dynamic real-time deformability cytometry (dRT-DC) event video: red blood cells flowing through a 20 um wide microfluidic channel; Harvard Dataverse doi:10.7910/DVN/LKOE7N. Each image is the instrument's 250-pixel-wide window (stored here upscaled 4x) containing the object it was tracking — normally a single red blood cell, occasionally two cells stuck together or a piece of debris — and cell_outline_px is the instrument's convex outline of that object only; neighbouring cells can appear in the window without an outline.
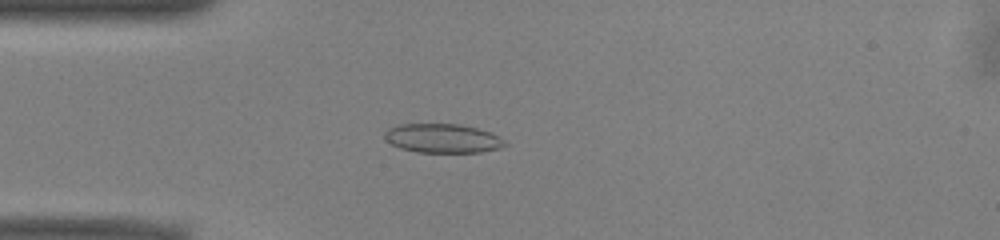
{"species": "common noctule bat (a hibernating species)", "species_latin": "Nyctalus noctula", "temperature_condition": "warm", "stored_images_in_passage": 51, "camera_frame_rate_fps": 3000, "um_per_image_px": 0.085, "animal": {"sex": "male", "body_mass_g": 13.0, "forearm_length_mm": 53.1}, "frame": {"image": 1, "passage_image": 13, "time_ms": 4.0, "image_size_px": [1000, 240], "cell_outline_px": [[508, 144], [500, 148], [480, 152], [416, 152], [400, 148], [384, 140], [384, 132], [388, 128], [400, 124], [460, 124], [492, 132], [500, 136]], "centroid_in_image_um": [37.62, 11.75], "position_along_channel_um": 47.4, "area_um2": 20.52}}
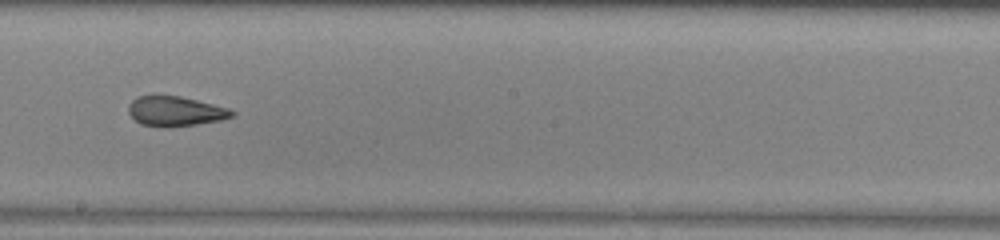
{"frame": {"image": 2, "passage_image": 28, "time_ms": 9.0, "image_size_px": [1000, 240], "cell_outline_px": [[236, 116], [220, 120], [172, 128], [168, 128], [140, 124], [128, 112], [128, 104], [136, 96], [152, 92], [180, 96], [228, 108], [236, 112]], "centroid_in_image_um": [14.85, 9.42], "position_along_channel_um": 233.3, "area_um2": 18.67}}
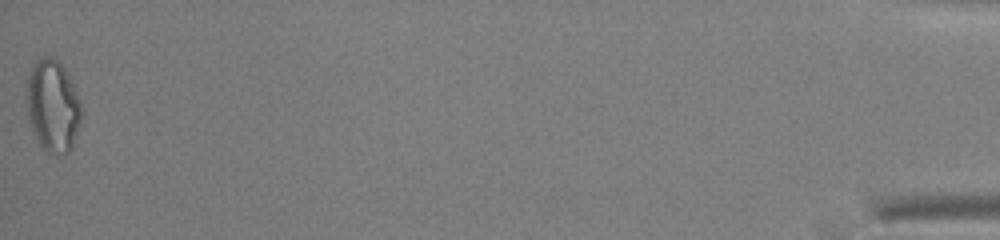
{"frame": {"image": 3, "passage_image": 51, "time_ms": 16.667, "image_size_px": [1000, 240], "cell_outline_px": [[80, 120], [72, 148], [68, 152], [56, 156], [44, 152], [36, 140], [28, 116], [28, 76], [36, 60], [44, 56], [52, 56], [64, 68], [80, 100]], "centroid_in_image_um": [4.48, 9.06], "position_along_channel_um": 430.7, "area_um2": 29.02}, "authors_computed_cell_mechanics": {"area_um2": 20.5768, "velocity_mm_per_s": 3.9595, "shape_relaxation_time_tau1_ms": null, "shape_relaxation_time_tau2_ms": 1.6708, "deformation_change_tau1": null, "deformation_change_tau2": 0.0901}}